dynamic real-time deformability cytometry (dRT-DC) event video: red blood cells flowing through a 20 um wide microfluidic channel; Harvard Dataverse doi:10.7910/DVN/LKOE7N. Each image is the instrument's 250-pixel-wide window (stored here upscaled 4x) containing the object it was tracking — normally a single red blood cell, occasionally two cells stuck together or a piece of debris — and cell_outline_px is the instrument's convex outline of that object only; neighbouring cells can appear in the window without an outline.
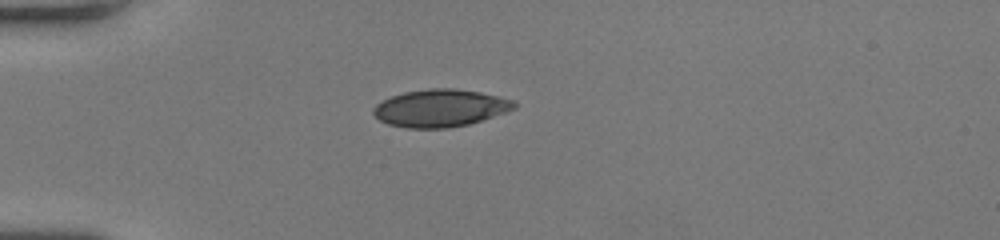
{"species": "human", "species_latin": "Homo sapiens", "temperature_condition": "room temperature", "stored_images_in_passage": 38, "camera_frame_rate_fps": 3000, "um_per_image_px": 0.085, "donor": {"sex": "female"}, "frame": {"image": 1, "passage_image": 1, "time_ms": 0.0, "image_size_px": [1000, 240], "cell_outline_px": [[516, 108], [468, 124], [448, 128], [404, 128], [388, 124], [380, 120], [372, 112], [372, 108], [376, 104], [392, 96], [404, 92], [428, 88], [456, 88], [480, 92], [512, 100], [516, 104]], "centroid_in_image_um": [37.38, 9.18], "position_along_channel_um": 47.6, "area_um2": 30.52}}
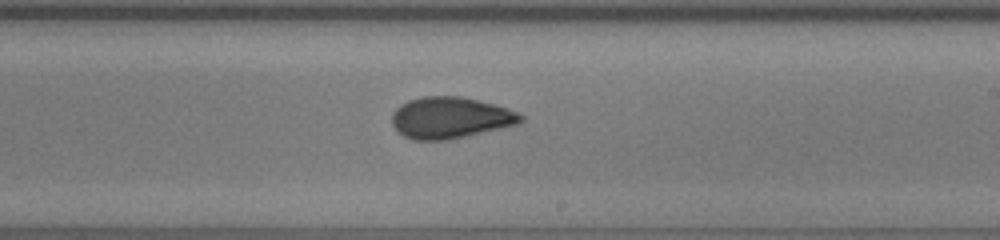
{"frame": {"image": 2, "passage_image": 18, "time_ms": 5.667, "image_size_px": [1000, 240], "cell_outline_px": [[524, 120], [520, 124], [448, 140], [412, 140], [396, 132], [392, 124], [392, 112], [400, 104], [408, 100], [420, 96], [460, 96], [508, 108], [524, 116]], "centroid_in_image_um": [38.25, 10.01], "position_along_channel_um": 250.8, "area_um2": 31.33}}
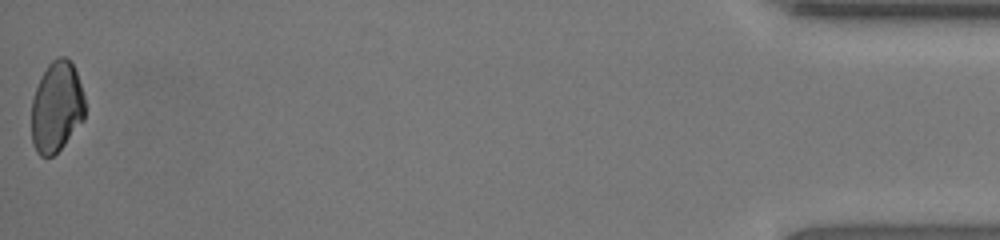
{"frame": {"image": 3, "passage_image": 38, "time_ms": 12.333, "image_size_px": [1000, 240], "cell_outline_px": [[84, 120], [64, 144], [52, 156], [40, 156], [36, 152], [32, 144], [32, 96], [48, 64], [52, 60], [60, 56], [64, 56], [72, 64], [76, 72], [84, 96]], "centroid_in_image_um": [4.8, 9.11], "position_along_channel_um": 430.4, "area_um2": 28.03}, "authors_computed_cell_mechanics": {"area_um2": 30.7496, "velocity_mm_per_s": 4.0561, "shape_relaxation_time_tau1_ms": 6.2409, "shape_relaxation_time_tau2_ms": 1.0159, "deformation_change_tau1": 0.1574, "deformation_change_tau2": 0.0512}}